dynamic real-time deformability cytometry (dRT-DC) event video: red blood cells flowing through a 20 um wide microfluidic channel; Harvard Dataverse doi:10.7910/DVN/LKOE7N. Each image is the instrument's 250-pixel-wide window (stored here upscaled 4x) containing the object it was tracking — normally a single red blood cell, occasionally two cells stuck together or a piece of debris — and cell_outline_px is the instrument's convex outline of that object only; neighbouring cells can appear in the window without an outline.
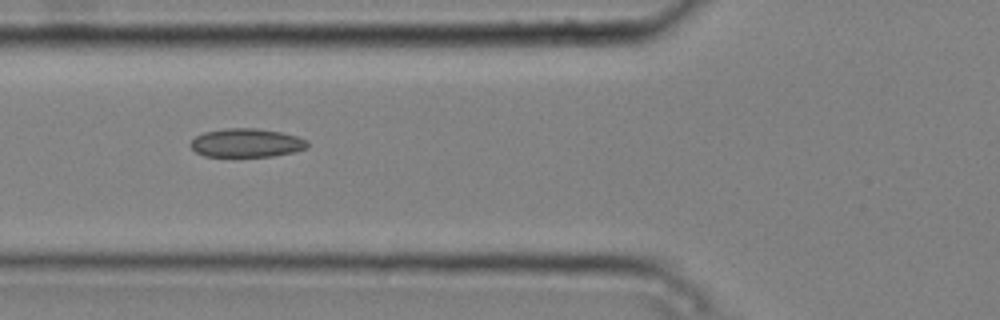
{"species": "common noctule bat (a hibernating species)", "species_latin": "Nyctalus noctula", "temperature_condition": "cold", "stored_images_in_passage": 2, "camera_frame_rate_fps": 3000, "um_per_image_px": 0.085, "animal": {"sex": "male", "body_mass_g": 20.4}, "frame": {"image": 1, "passage_image": 2, "time_ms": 0.333, "image_size_px": [1000, 320], "cell_outline_px": [[308, 148], [292, 152], [272, 156], [204, 156], [196, 152], [188, 144], [196, 136], [204, 132], [224, 128], [256, 128], [280, 132], [296, 136], [308, 140]], "centroid_in_image_um": [20.94, 12.14], "position_along_channel_um": 104.9, "area_um2": 19.48}}